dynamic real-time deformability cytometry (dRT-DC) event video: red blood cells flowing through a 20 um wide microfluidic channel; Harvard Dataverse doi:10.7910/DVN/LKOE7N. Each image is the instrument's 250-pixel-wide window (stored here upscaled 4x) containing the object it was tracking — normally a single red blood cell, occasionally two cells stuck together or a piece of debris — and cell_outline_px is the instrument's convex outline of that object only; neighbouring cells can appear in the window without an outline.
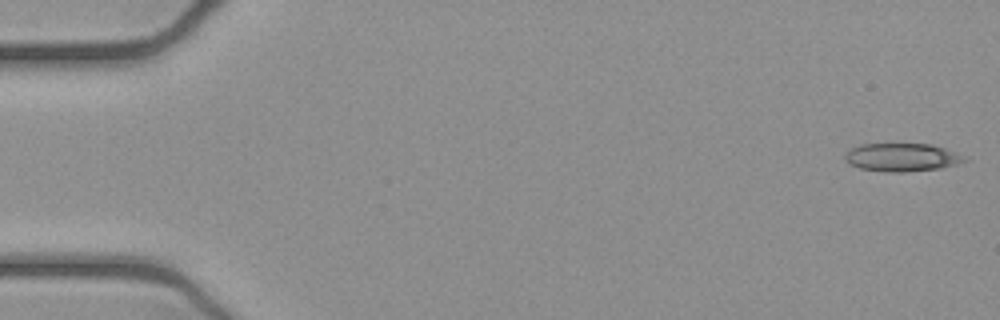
{"species": "common noctule bat (a hibernating species)", "species_latin": "Nyctalus noctula", "temperature_condition": "cold", "stored_images_in_passage": 18, "camera_frame_rate_fps": 3000, "um_per_image_px": 0.085, "animal": {"sex": "female", "body_mass_g": 21.9}, "frame": {"image": 1, "passage_image": 1, "time_ms": 0.0, "image_size_px": [1000, 320], "cell_outline_px": [[968, 160], [956, 164], [940, 168], [904, 172], [884, 172], [860, 168], [848, 164], [844, 160], [844, 156], [852, 148], [860, 144], [932, 144], [968, 156]], "centroid_in_image_um": [76.68, 13.37], "position_along_channel_um": 8.3, "area_um2": 19.71}}
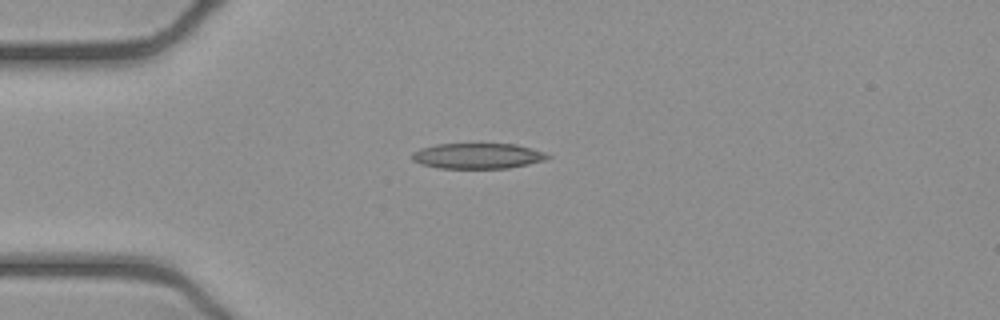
{"frame": {"image": 2, "passage_image": 13, "time_ms": 4.0, "image_size_px": [1000, 320], "cell_outline_px": [[552, 156], [544, 160], [528, 164], [508, 168], [436, 168], [420, 164], [412, 160], [412, 152], [420, 148], [436, 144], [516, 144], [532, 148], [544, 152]], "centroid_in_image_um": [40.58, 13.25], "position_along_channel_um": 44.4, "area_um2": 20.23}}
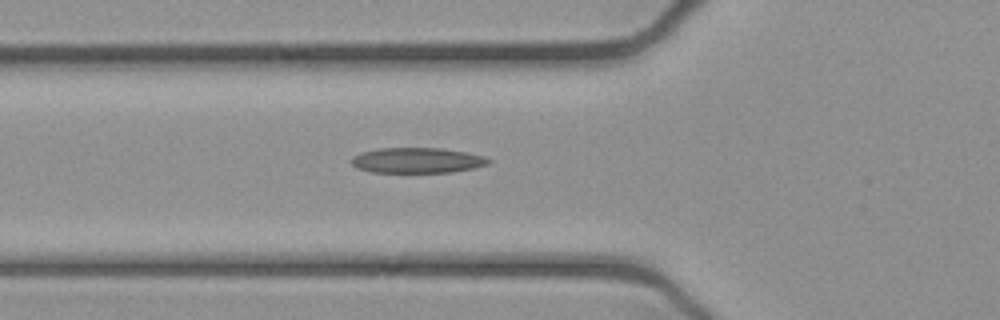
{"frame": {"image": 3, "passage_image": 18, "time_ms": 5.667, "image_size_px": [1000, 320], "cell_outline_px": [[492, 160], [488, 164], [476, 168], [452, 172], [372, 172], [356, 168], [348, 160], [352, 156], [360, 152], [380, 148], [440, 148], [464, 152], [484, 156]], "centroid_in_image_um": [35.43, 13.63], "position_along_channel_um": 90.4, "area_um2": 20.4}}